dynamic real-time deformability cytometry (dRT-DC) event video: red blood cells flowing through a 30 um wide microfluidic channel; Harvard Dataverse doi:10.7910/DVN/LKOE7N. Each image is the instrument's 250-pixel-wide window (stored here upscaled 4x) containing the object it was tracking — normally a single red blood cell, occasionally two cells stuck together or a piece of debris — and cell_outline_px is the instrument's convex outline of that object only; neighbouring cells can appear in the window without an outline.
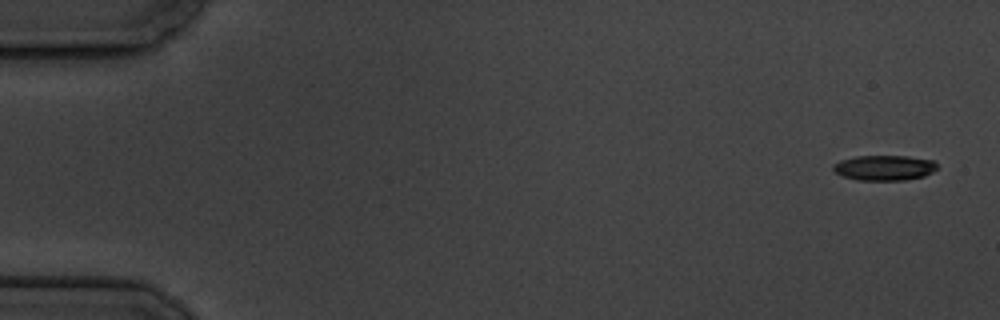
{"species": "common noctule bat (a hibernating species)", "species_latin": "Nyctalus noctula", "temperature_condition": "cold", "stored_images_in_passage": 8, "camera_frame_rate_fps": 3000, "um_per_image_px": 0.085, "animal": {"sex": "male", "body_mass_g": 19.5, "forearm_length_mm": 54.6}, "frame": {"image": 1, "passage_image": 1, "time_ms": 0.0, "image_size_px": [1000, 320], "cell_outline_px": [[936, 168], [932, 172], [924, 176], [904, 180], [856, 180], [844, 176], [836, 172], [832, 168], [832, 164], [840, 160], [856, 156], [908, 156], [936, 160]], "centroid_in_image_um": [75.17, 14.25], "position_along_channel_um": 9.8, "area_um2": 15.32}}
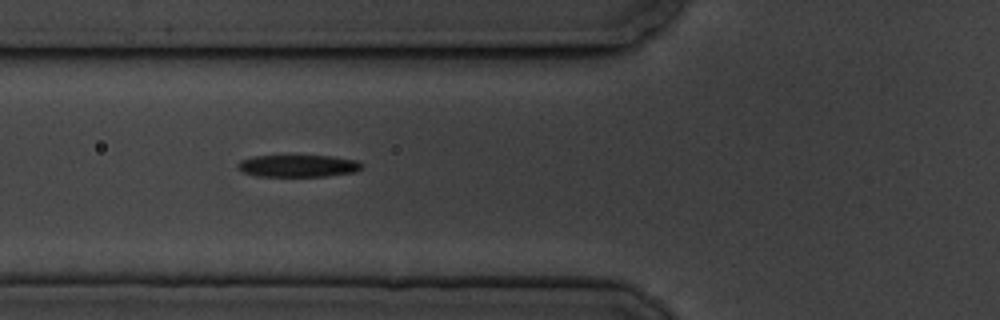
{"frame": {"image": 2, "passage_image": 6, "time_ms": 6.667, "image_size_px": [1000, 320], "cell_outline_px": [[364, 168], [356, 172], [328, 176], [256, 176], [240, 172], [236, 168], [236, 164], [240, 160], [252, 156], [332, 156], [356, 160], [364, 164]], "centroid_in_image_um": [25.33, 14.1], "position_along_channel_um": 100.5, "area_um2": 16.3}}
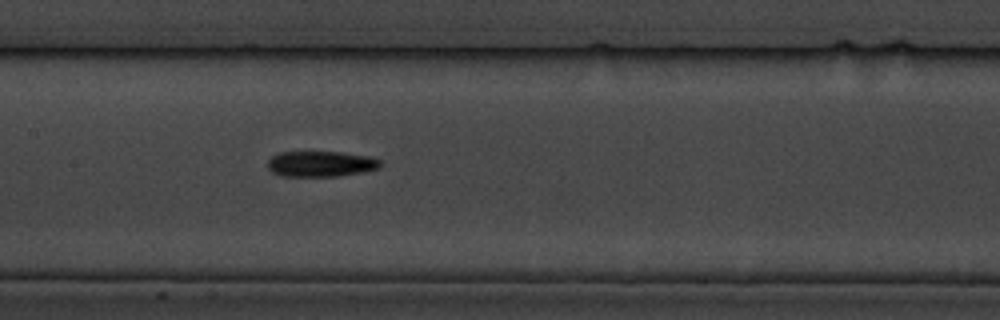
{"frame": {"image": 3, "passage_image": 8, "time_ms": 9.0, "image_size_px": [1000, 320], "cell_outline_px": [[380, 168], [340, 176], [280, 176], [272, 172], [268, 168], [268, 160], [272, 156], [280, 152], [340, 152], [368, 156], [380, 160]], "centroid_in_image_um": [27.24, 13.93], "position_along_channel_um": 180.2, "area_um2": 16.76}}